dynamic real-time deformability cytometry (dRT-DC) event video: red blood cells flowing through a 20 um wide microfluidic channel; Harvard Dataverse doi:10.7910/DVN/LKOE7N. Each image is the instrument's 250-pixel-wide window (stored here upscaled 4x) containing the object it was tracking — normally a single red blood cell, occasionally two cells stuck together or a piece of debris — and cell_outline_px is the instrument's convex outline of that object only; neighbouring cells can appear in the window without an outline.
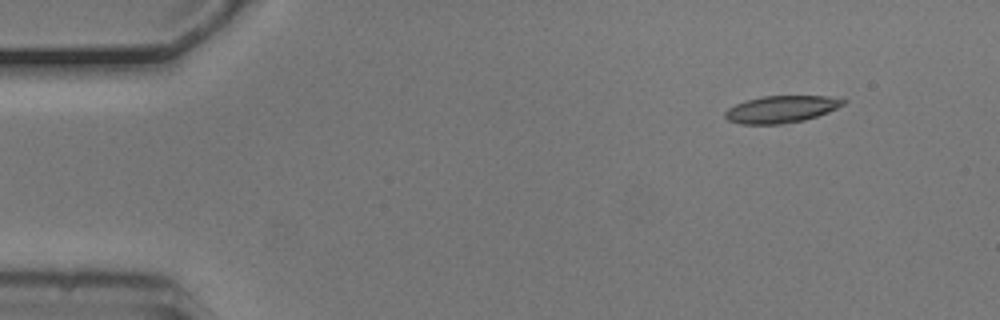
{"species": "common noctule bat (a hibernating species)", "species_latin": "Nyctalus noctula", "temperature_condition": "cold", "stored_images_in_passage": 40, "camera_frame_rate_fps": 3000, "um_per_image_px": 0.085, "animal": {"sex": "male", "body_mass_g": 20.5, "forearm_length_mm": 52.5}, "frame": {"image": 1, "passage_image": 1, "time_ms": 0.0, "image_size_px": [1000, 320], "cell_outline_px": [[848, 100], [844, 104], [828, 112], [804, 120], [780, 124], [740, 124], [728, 120], [724, 116], [724, 112], [728, 108], [736, 104], [748, 100], [764, 96], [844, 96]], "centroid_in_image_um": [66.46, 9.27], "position_along_channel_um": 18.5, "area_um2": 18.73}}
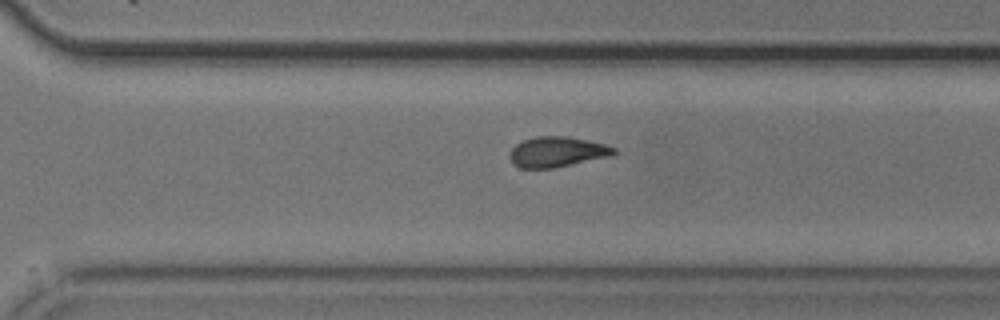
{"frame": {"image": 2, "passage_image": 33, "time_ms": 10.667, "image_size_px": [1000, 320], "cell_outline_px": [[616, 152], [612, 156], [552, 168], [520, 168], [512, 164], [508, 156], [508, 152], [516, 144], [524, 140], [536, 136], [568, 136], [588, 140], [604, 144], [616, 148]], "centroid_in_image_um": [47.32, 12.91], "position_along_channel_um": 323.3, "area_um2": 18.55}}
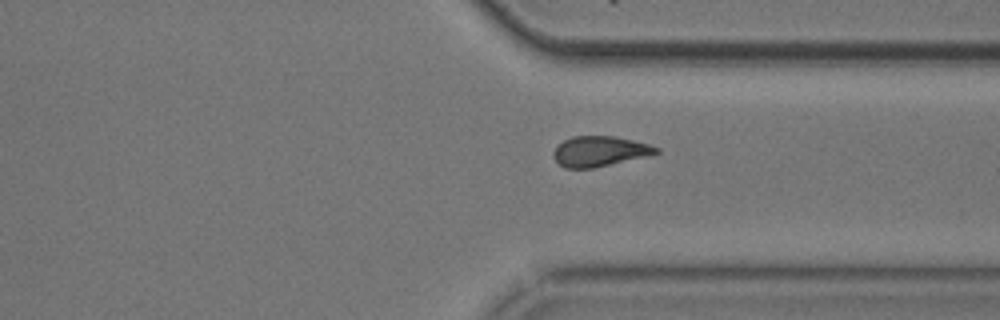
{"frame": {"image": 3, "passage_image": 36, "time_ms": 11.667, "image_size_px": [1000, 320], "cell_outline_px": [[660, 152], [648, 156], [592, 168], [564, 168], [552, 156], [552, 152], [556, 144], [572, 136], [616, 136], [648, 144], [660, 148]], "centroid_in_image_um": [50.94, 12.85], "position_along_channel_um": 360.5, "area_um2": 18.21}}